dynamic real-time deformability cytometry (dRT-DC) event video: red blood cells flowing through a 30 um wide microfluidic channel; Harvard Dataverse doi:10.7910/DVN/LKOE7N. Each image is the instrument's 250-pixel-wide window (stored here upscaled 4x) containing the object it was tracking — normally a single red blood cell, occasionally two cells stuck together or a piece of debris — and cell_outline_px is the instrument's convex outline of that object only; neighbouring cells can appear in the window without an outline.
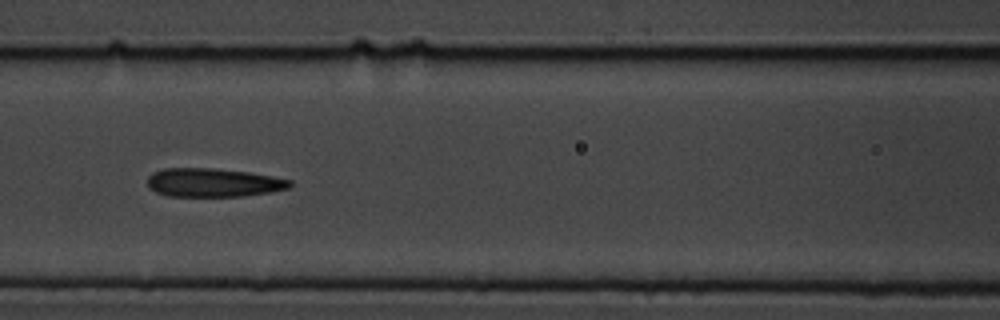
{"species": "common noctule bat (a hibernating species)", "species_latin": "Nyctalus noctula", "temperature_condition": "cold", "stored_images_in_passage": 10, "camera_frame_rate_fps": 3000, "um_per_image_px": 0.085, "animal": {"sex": "male", "body_mass_g": 19.5, "forearm_length_mm": 54.6}, "frame": {"image": 1, "passage_image": 7, "time_ms": 6.667, "image_size_px": [1000, 320], "cell_outline_px": [[292, 184], [288, 188], [272, 192], [244, 196], [168, 196], [156, 192], [148, 184], [148, 176], [152, 172], [164, 168], [216, 168], [248, 172], [272, 176], [292, 180]], "centroid_in_image_um": [18.14, 15.51], "position_along_channel_um": 148.5, "area_um2": 23.81}}
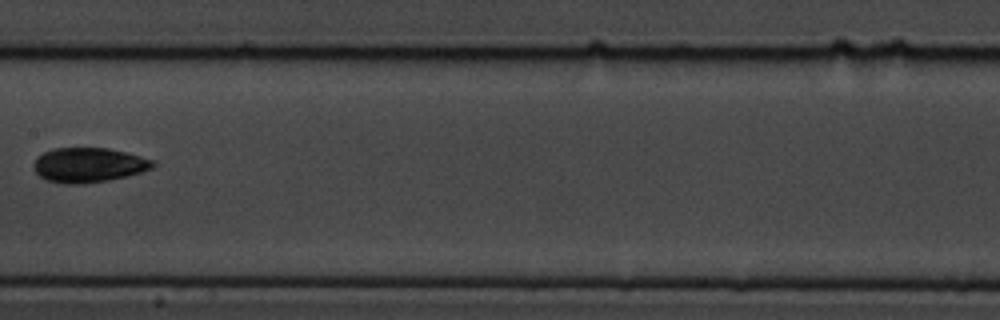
{"frame": {"image": 2, "passage_image": 9, "time_ms": 10.0, "image_size_px": [1000, 320], "cell_outline_px": [[156, 164], [152, 168], [140, 172], [108, 180], [84, 184], [64, 184], [48, 180], [40, 176], [36, 172], [32, 164], [36, 156], [52, 148], [108, 148], [124, 152], [152, 160]], "centroid_in_image_um": [7.47, 14.02], "position_along_channel_um": 199.9, "area_um2": 23.93}}
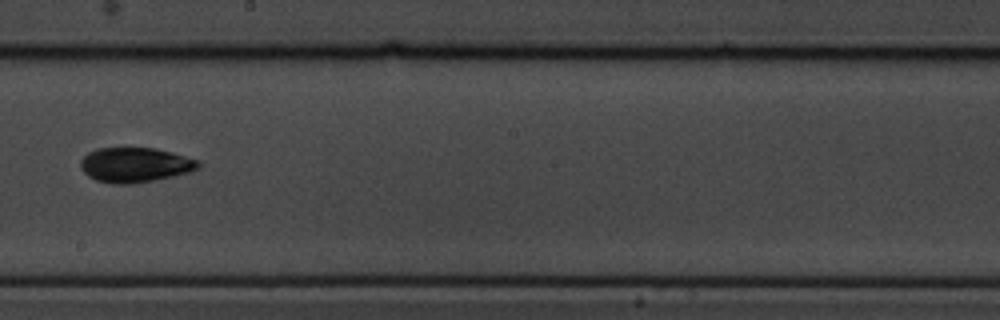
{"frame": {"image": 3, "passage_image": 10, "time_ms": 11.0, "image_size_px": [1000, 320], "cell_outline_px": [[200, 168], [188, 172], [172, 176], [132, 184], [112, 184], [96, 180], [88, 176], [80, 168], [80, 160], [88, 152], [96, 148], [156, 148], [172, 152], [196, 160], [200, 164]], "centroid_in_image_um": [11.43, 14.01], "position_along_channel_um": 236.8, "area_um2": 23.81}}